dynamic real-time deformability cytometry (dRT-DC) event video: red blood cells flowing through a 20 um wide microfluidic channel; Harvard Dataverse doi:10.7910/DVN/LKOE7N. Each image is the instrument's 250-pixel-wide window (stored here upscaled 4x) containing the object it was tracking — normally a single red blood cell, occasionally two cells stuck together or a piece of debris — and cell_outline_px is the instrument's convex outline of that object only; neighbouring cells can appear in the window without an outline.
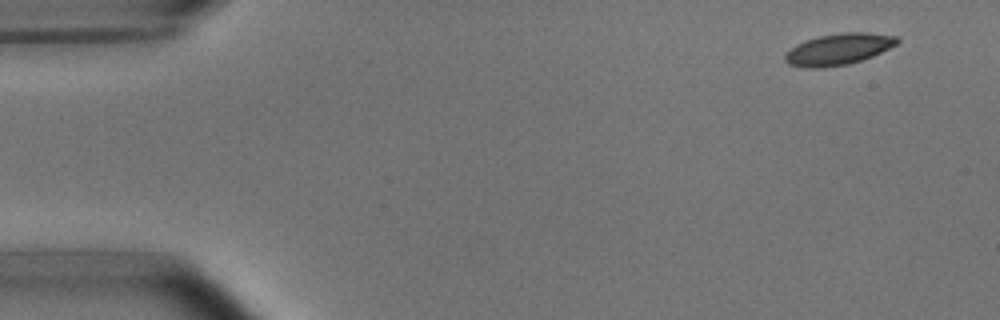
{"species": "common noctule bat (a hibernating species)", "species_latin": "Nyctalus noctula", "temperature_condition": "room temperature", "stored_images_in_passage": 4, "camera_frame_rate_fps": 3000, "um_per_image_px": 0.085, "animal": {"sex": "male", "body_mass_g": 15.6}, "frame": {"image": 1, "passage_image": 1, "time_ms": 0.0, "image_size_px": [1000, 320], "cell_outline_px": [[900, 40], [896, 44], [872, 56], [848, 64], [820, 68], [808, 68], [788, 64], [784, 60], [784, 56], [796, 44], [804, 40], [820, 36], [840, 32], [868, 32], [896, 36]], "centroid_in_image_um": [71.25, 4.17], "position_along_channel_um": 13.7, "area_um2": 20.35}}
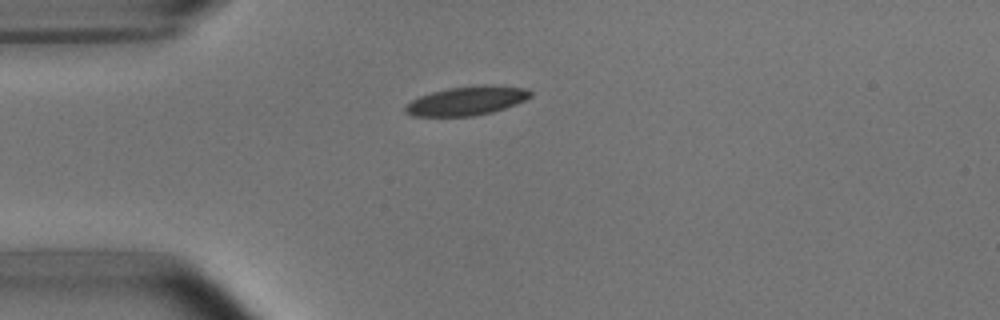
{"frame": {"image": 2, "passage_image": 4, "time_ms": 3.333, "image_size_px": [1000, 320], "cell_outline_px": [[532, 96], [516, 104], [492, 112], [472, 116], [412, 116], [404, 108], [412, 100], [420, 96], [432, 92], [448, 88], [476, 84], [492, 84], [524, 88], [532, 92]], "centroid_in_image_um": [39.71, 8.55], "position_along_channel_um": 45.3, "area_um2": 21.1}}